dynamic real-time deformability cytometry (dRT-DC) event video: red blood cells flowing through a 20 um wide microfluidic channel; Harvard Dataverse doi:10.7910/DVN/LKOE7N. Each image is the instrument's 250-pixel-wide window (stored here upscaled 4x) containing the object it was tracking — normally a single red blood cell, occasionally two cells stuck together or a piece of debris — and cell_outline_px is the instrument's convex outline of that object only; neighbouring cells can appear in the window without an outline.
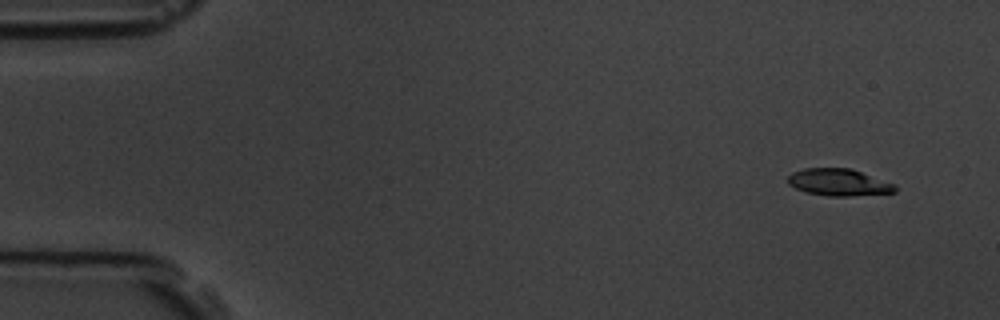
{"species": "common noctule bat (a hibernating species)", "species_latin": "Nyctalus noctula", "temperature_condition": "room temperature", "stored_images_in_passage": 4, "camera_frame_rate_fps": 3000, "um_per_image_px": 0.085, "animal": {"sex": "male", "body_mass_g": 19.5, "forearm_length_mm": 54.6}, "frame": {"image": 1, "passage_image": 1, "time_ms": 0.0, "image_size_px": [1000, 320], "cell_outline_px": [[896, 192], [848, 196], [828, 196], [804, 192], [788, 184], [788, 176], [792, 172], [804, 168], [852, 168], [896, 184]], "centroid_in_image_um": [71.29, 15.49], "position_along_channel_um": 13.7, "area_um2": 16.99}}